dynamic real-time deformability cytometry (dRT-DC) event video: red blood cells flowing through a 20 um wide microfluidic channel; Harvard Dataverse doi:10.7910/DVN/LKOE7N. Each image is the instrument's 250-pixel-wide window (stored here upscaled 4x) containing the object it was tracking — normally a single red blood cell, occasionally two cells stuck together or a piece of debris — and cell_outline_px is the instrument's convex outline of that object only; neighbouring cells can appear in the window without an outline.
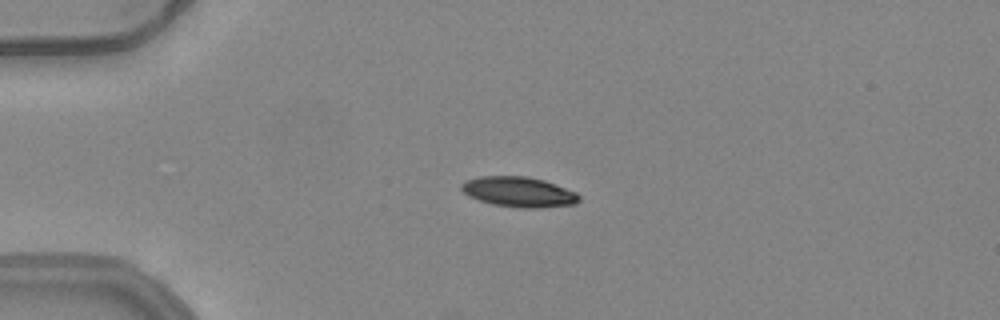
{"species": "common noctule bat (a hibernating species)", "species_latin": "Nyctalus noctula", "temperature_condition": "warm", "stored_images_in_passage": 52, "camera_frame_rate_fps": 3000, "um_per_image_px": 0.085, "animal": {"sex": "female", "body_mass_g": 24.6, "forearm_length_mm": 56.2}, "frame": {"image": 1, "passage_image": 13, "time_ms": 4.0, "image_size_px": [1000, 320], "cell_outline_px": [[580, 200], [576, 204], [536, 208], [520, 208], [492, 204], [468, 196], [460, 188], [460, 184], [464, 180], [480, 176], [528, 176], [544, 180], [576, 192], [580, 196]], "centroid_in_image_um": [44.08, 16.31], "position_along_channel_um": 40.9, "area_um2": 20.81}}
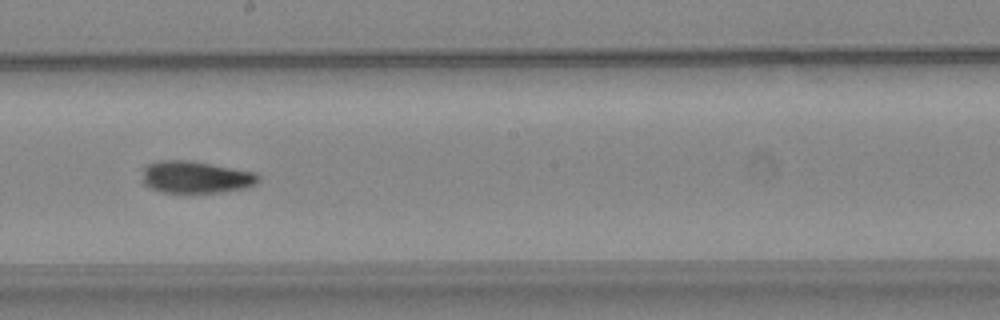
{"frame": {"image": 2, "passage_image": 30, "time_ms": 9.667, "image_size_px": [1000, 320], "cell_outline_px": [[260, 180], [256, 184], [248, 188], [224, 192], [160, 192], [144, 184], [140, 180], [144, 164], [160, 160], [184, 160], [256, 172], [260, 176]], "centroid_in_image_um": [16.61, 15.06], "position_along_channel_um": 231.6, "area_um2": 21.91}}
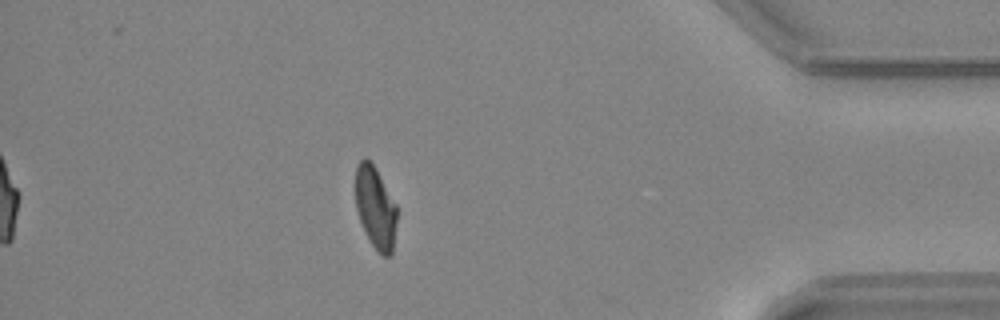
{"frame": {"image": 3, "passage_image": 46, "time_ms": 15.0, "image_size_px": [1000, 320], "cell_outline_px": [[396, 224], [392, 256], [380, 256], [372, 244], [360, 220], [356, 208], [356, 164], [364, 156], [376, 168], [396, 204]], "centroid_in_image_um": [31.92, 17.65], "position_along_channel_um": 403.3, "area_um2": 19.71}, "authors_computed_cell_mechanics": {"area_um2": 21.0681, "velocity_mm_per_s": 3.9698, "shape_relaxation_time_tau1_ms": null, "shape_relaxation_time_tau2_ms": 4.1058, "deformation_change_tau1": null, "deformation_change_tau2": 0.095}}